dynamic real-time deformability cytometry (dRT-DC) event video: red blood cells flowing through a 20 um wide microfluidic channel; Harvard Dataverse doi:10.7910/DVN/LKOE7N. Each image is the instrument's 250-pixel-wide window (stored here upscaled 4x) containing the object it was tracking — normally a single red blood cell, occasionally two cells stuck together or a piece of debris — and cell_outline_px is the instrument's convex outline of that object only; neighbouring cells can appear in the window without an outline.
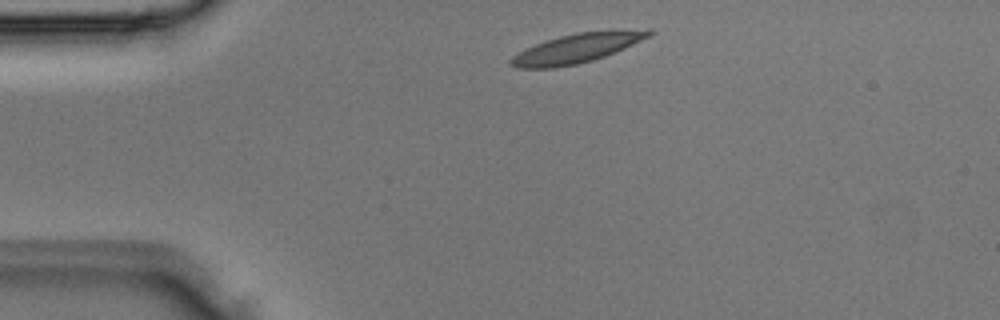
{"species": "Egyptian fruit bat (a non-hibernating species)", "species_latin": "Rousettus aegyptiacus", "temperature_condition": "room temperature", "stored_images_in_passage": 2, "camera_frame_rate_fps": 3000, "um_per_image_px": 0.085, "animal": {"sex": "male"}, "frame": {"image": 1, "passage_image": 1, "time_ms": 0.0, "image_size_px": [1000, 320], "cell_outline_px": [[656, 32], [652, 36], [624, 48], [604, 56], [592, 60], [576, 64], [556, 68], [516, 68], [508, 64], [508, 60], [512, 56], [536, 44], [560, 36], [580, 32], [652, 28]], "centroid_in_image_um": [49.09, 4.09], "position_along_channel_um": 35.9, "area_um2": 23.52}}